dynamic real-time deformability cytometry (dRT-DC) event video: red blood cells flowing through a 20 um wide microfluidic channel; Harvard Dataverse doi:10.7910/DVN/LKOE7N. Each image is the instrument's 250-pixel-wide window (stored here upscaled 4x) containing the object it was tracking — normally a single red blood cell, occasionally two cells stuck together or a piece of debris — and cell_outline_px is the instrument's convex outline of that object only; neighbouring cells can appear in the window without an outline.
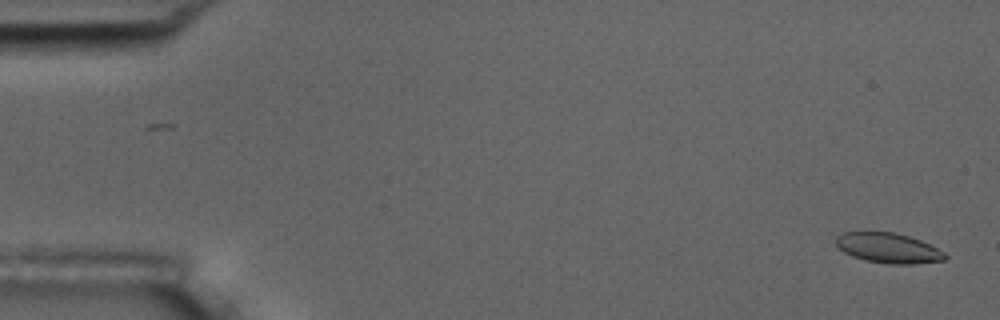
{"species": "common noctule bat (a hibernating species)", "species_latin": "Nyctalus noctula", "temperature_condition": "room temperature", "stored_images_in_passage": 55, "camera_frame_rate_fps": 3000, "um_per_image_px": 0.085, "animal": {"sex": "male", "body_mass_g": 17.5, "forearm_length_mm": 52.3}, "frame": {"image": 1, "passage_image": 1, "time_ms": 0.0, "image_size_px": [1000, 320], "cell_outline_px": [[948, 256], [944, 260], [912, 264], [888, 264], [864, 260], [852, 256], [844, 252], [836, 244], [836, 236], [844, 232], [892, 232], [908, 236], [920, 240], [944, 252]], "centroid_in_image_um": [75.49, 21.09], "position_along_channel_um": 9.5, "area_um2": 18.96}}
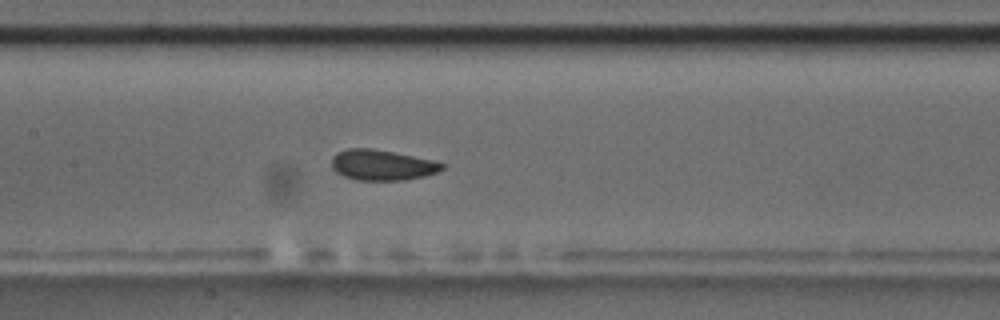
{"frame": {"image": 2, "passage_image": 26, "time_ms": 8.333, "image_size_px": [1000, 320], "cell_outline_px": [[444, 168], [440, 172], [424, 176], [404, 180], [356, 180], [344, 176], [336, 172], [332, 168], [332, 156], [336, 152], [348, 148], [372, 148], [436, 160], [444, 164]], "centroid_in_image_um": [32.49, 14.02], "position_along_channel_um": 174.9, "area_um2": 19.88}}
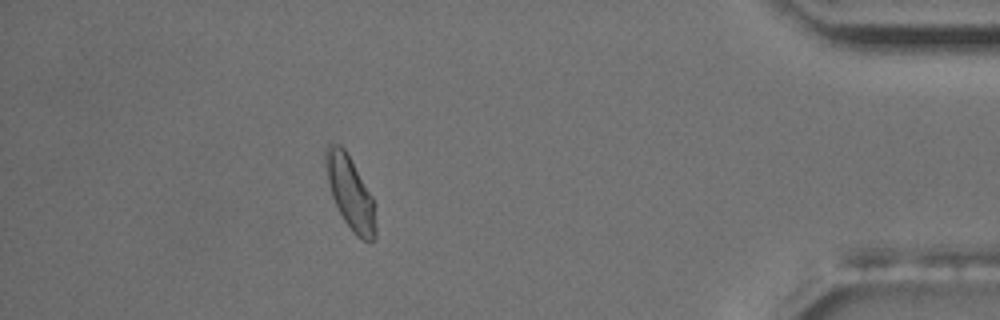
{"frame": {"image": 3, "passage_image": 49, "time_ms": 16.0, "image_size_px": [1000, 320], "cell_outline_px": [[376, 236], [372, 244], [356, 236], [352, 232], [344, 220], [332, 196], [324, 164], [324, 148], [332, 140], [340, 144], [344, 148], [372, 196], [376, 228]], "centroid_in_image_um": [29.75, 16.36], "position_along_channel_um": 405.5, "area_um2": 21.27}, "authors_computed_cell_mechanics": {"area_um2": 19.8254, "velocity_mm_per_s": 3.623, "shape_relaxation_time_tau1_ms": 2.5186, "shape_relaxation_time_tau2_ms": 1.4303, "deformation_change_tau1": 0.0677, "deformation_change_tau2": 0.0461}}